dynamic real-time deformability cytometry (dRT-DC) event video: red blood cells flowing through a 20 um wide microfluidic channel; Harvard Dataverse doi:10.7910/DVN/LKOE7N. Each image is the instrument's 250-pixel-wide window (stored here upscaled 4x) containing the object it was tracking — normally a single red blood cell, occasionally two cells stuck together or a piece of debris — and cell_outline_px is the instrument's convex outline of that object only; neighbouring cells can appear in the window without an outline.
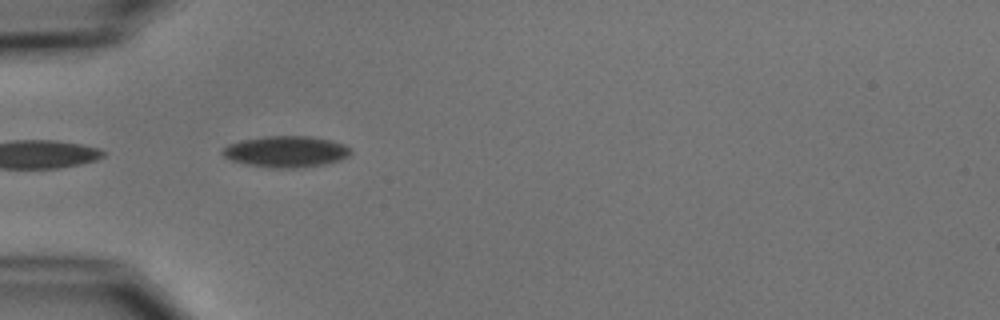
{"species": "common noctule bat (a hibernating species)", "species_latin": "Nyctalus noctula", "temperature_condition": "cold", "stored_images_in_passage": 6, "camera_frame_rate_fps": 3000, "um_per_image_px": 0.085, "animal": {"sex": "male", "body_mass_g": 15.6}, "frame": {"image": 1, "passage_image": 1, "time_ms": 0.0, "image_size_px": [1000, 320], "cell_outline_px": [[352, 152], [348, 156], [340, 160], [324, 164], [292, 168], [276, 168], [248, 164], [232, 160], [224, 156], [220, 152], [228, 144], [240, 140], [264, 136], [308, 136], [328, 140], [344, 144], [352, 148]], "centroid_in_image_um": [24.31, 12.87], "position_along_channel_um": 60.7, "area_um2": 23.18}}
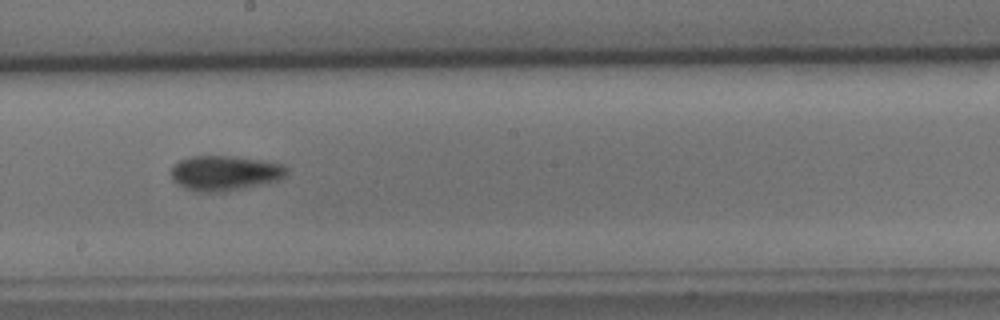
{"frame": {"image": 2, "passage_image": 5, "time_ms": 4.667, "image_size_px": [1000, 320], "cell_outline_px": [[288, 176], [280, 180], [248, 188], [224, 192], [196, 192], [176, 184], [172, 180], [172, 168], [180, 160], [192, 156], [228, 156], [264, 160], [284, 164], [288, 168]], "centroid_in_image_um": [19.18, 14.73], "position_along_channel_um": 229.0, "area_um2": 23.99}}